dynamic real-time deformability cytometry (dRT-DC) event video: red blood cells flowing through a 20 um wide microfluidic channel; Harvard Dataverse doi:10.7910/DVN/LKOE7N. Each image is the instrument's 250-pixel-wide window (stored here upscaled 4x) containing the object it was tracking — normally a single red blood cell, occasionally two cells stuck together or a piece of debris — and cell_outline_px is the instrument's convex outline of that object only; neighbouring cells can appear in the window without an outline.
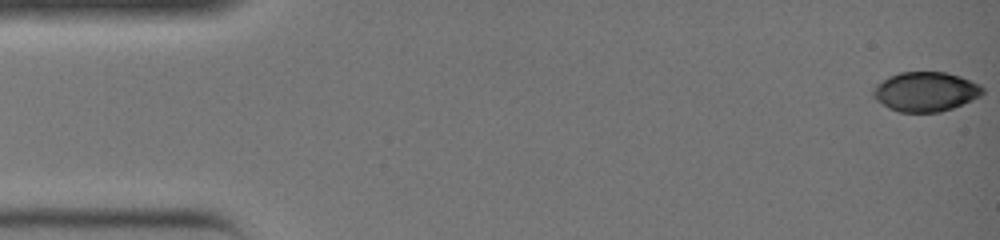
{"species": "common noctule bat (a hibernating species)", "species_latin": "Nyctalus noctula", "temperature_condition": "warm", "stored_images_in_passage": 37, "camera_frame_rate_fps": 3000, "um_per_image_px": 0.085, "animal": {"sex": "female", "body_mass_g": 19.0, "forearm_length_mm": 51.5}, "frame": {"image": 1, "passage_image": 1, "time_ms": 0.0, "image_size_px": [1000, 240], "cell_outline_px": [[984, 92], [980, 96], [972, 100], [952, 108], [940, 112], [900, 112], [888, 108], [876, 100], [872, 96], [872, 88], [876, 84], [888, 76], [900, 72], [944, 72], [960, 76], [980, 84], [984, 88]], "centroid_in_image_um": [78.65, 7.79], "position_along_channel_um": 6.4, "area_um2": 25.37}}
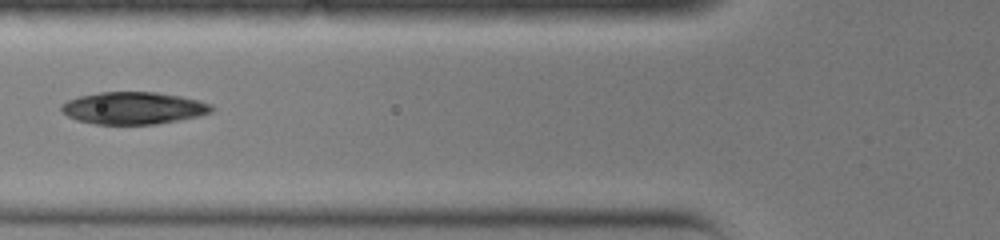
{"frame": {"image": 2, "passage_image": 15, "time_ms": 4.667, "image_size_px": [1000, 240], "cell_outline_px": [[216, 108], [212, 112], [200, 116], [180, 120], [156, 124], [96, 124], [76, 120], [60, 112], [60, 104], [68, 100], [80, 96], [100, 92], [156, 92], [180, 96], [200, 100], [212, 104]], "centroid_in_image_um": [11.36, 9.19], "position_along_channel_um": 114.4, "area_um2": 28.5}}
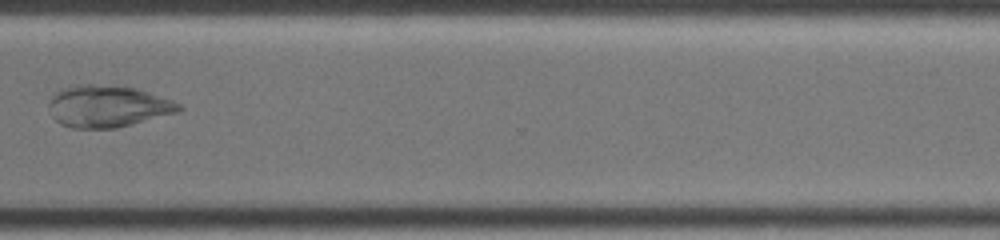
{"frame": {"image": 3, "passage_image": 29, "time_ms": 9.333, "image_size_px": [1000, 240], "cell_outline_px": [[184, 108], [176, 112], [132, 124], [116, 128], [72, 128], [60, 124], [52, 116], [48, 108], [48, 100], [52, 92], [76, 84], [92, 84], [136, 88], [172, 100], [180, 104]], "centroid_in_image_um": [9.08, 9.03], "position_along_channel_um": 361.5, "area_um2": 31.73}}